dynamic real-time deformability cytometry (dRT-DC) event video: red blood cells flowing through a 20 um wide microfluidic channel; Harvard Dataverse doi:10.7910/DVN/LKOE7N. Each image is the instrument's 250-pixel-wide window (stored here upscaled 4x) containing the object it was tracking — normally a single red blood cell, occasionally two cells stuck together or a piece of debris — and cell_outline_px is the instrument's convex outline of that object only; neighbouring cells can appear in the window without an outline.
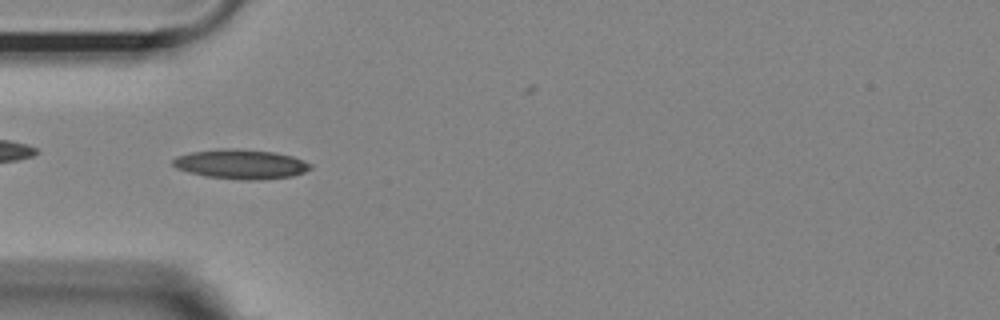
{"species": "Egyptian fruit bat (a non-hibernating species)", "species_latin": "Rousettus aegyptiacus", "temperature_condition": "room temperature", "stored_images_in_passage": 38, "camera_frame_rate_fps": 3000, "um_per_image_px": 0.085, "animal": {"sex": "female"}, "frame": {"image": 1, "passage_image": 10, "time_ms": 3.0, "image_size_px": [1000, 320], "cell_outline_px": [[312, 168], [304, 172], [292, 176], [256, 180], [240, 180], [204, 176], [188, 172], [176, 168], [172, 164], [172, 160], [176, 156], [192, 152], [220, 148], [236, 148], [276, 152], [292, 156], [304, 160], [312, 164]], "centroid_in_image_um": [20.47, 13.95], "position_along_channel_um": 64.5, "area_um2": 23.93}}
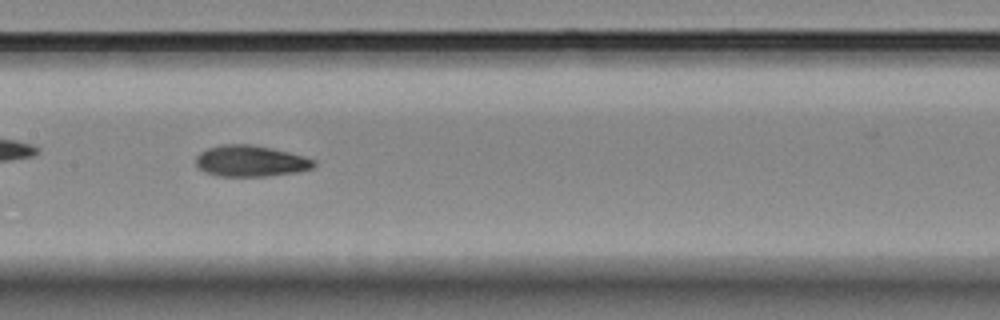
{"frame": {"image": 2, "passage_image": 20, "time_ms": 6.333, "image_size_px": [1000, 320], "cell_outline_px": [[316, 164], [312, 168], [296, 172], [264, 176], [216, 176], [204, 172], [196, 164], [196, 156], [200, 152], [208, 148], [220, 144], [252, 144], [272, 148], [304, 156], [316, 160]], "centroid_in_image_um": [21.29, 13.68], "position_along_channel_um": 186.1, "area_um2": 21.5}}
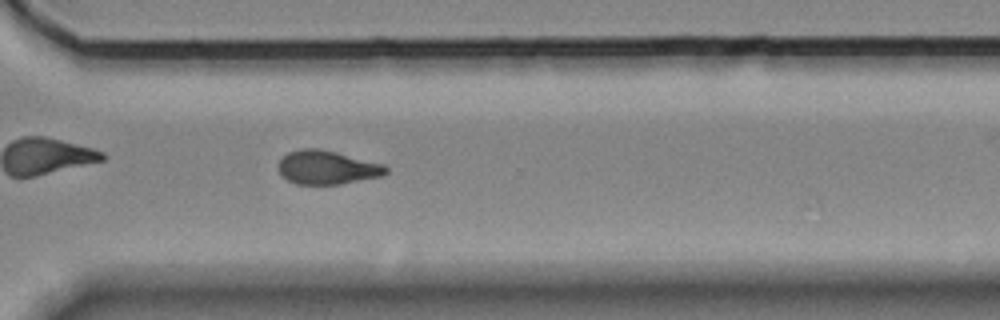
{"frame": {"image": 3, "passage_image": 33, "time_ms": 10.667, "image_size_px": [1000, 320], "cell_outline_px": [[388, 172], [384, 176], [340, 184], [296, 184], [288, 180], [276, 168], [280, 160], [288, 152], [300, 148], [320, 148], [384, 164], [388, 168]], "centroid_in_image_um": [27.82, 14.23], "position_along_channel_um": 342.8, "area_um2": 21.27}}